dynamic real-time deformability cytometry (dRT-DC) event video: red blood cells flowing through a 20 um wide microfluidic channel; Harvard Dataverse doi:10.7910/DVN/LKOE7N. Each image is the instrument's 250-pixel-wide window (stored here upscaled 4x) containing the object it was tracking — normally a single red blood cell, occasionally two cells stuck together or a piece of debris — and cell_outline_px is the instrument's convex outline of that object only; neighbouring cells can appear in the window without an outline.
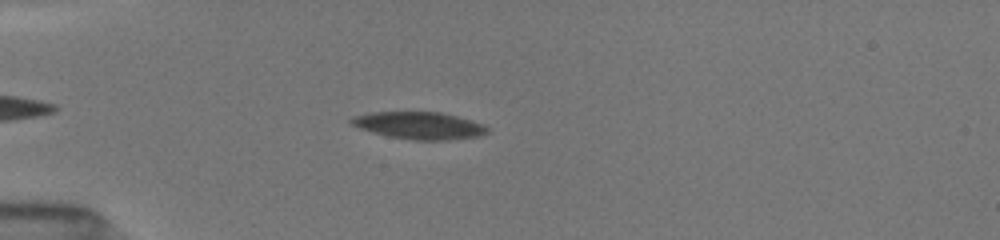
{"species": "common noctule bat (a hibernating species)", "species_latin": "Nyctalus noctula", "temperature_condition": "room temperature", "stored_images_in_passage": 45, "camera_frame_rate_fps": 3000, "um_per_image_px": 0.085, "animal": {"sex": "female", "body_mass_g": 19.5, "forearm_length_mm": 54.1}, "frame": {"image": 1, "passage_image": 7, "time_ms": 2.0, "image_size_px": [1000, 240], "cell_outline_px": [[488, 132], [480, 136], [444, 140], [416, 140], [388, 136], [372, 132], [360, 128], [352, 124], [348, 120], [356, 116], [372, 112], [440, 112], [456, 116], [484, 124], [488, 128]], "centroid_in_image_um": [35.65, 10.67], "position_along_channel_um": 49.3, "area_um2": 21.33}}
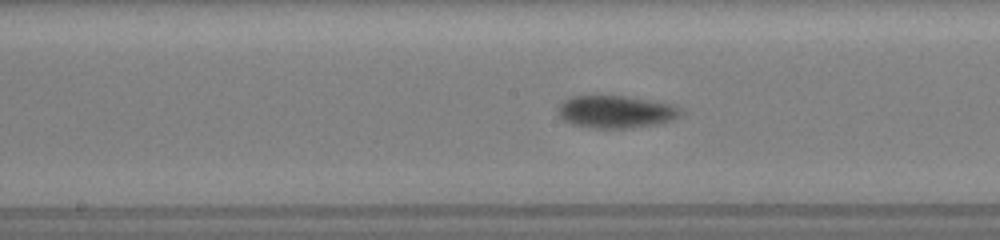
{"frame": {"image": 2, "passage_image": 20, "time_ms": 6.333, "image_size_px": [1000, 240], "cell_outline_px": [[680, 116], [672, 120], [656, 124], [632, 128], [592, 128], [572, 124], [564, 120], [560, 116], [556, 108], [564, 100], [572, 96], [624, 96], [672, 104], [680, 108]], "centroid_in_image_um": [52.32, 9.51], "position_along_channel_um": 195.9, "area_um2": 23.12}}
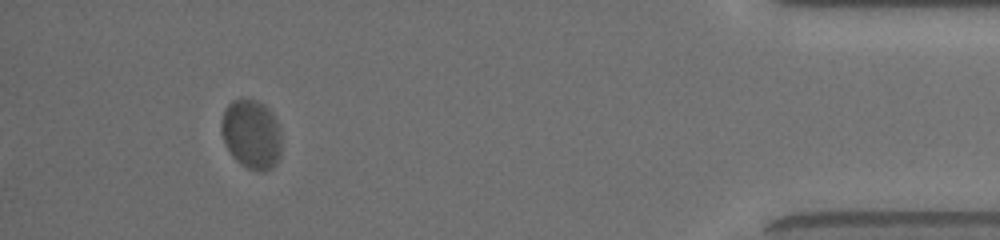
{"frame": {"image": 3, "passage_image": 41, "time_ms": 13.333, "image_size_px": [1000, 240], "cell_outline_px": [[280, 156], [276, 164], [272, 168], [264, 172], [260, 172], [248, 168], [240, 164], [232, 156], [220, 132], [220, 120], [224, 108], [232, 100], [240, 96], [260, 100], [276, 116], [280, 132]], "centroid_in_image_um": [21.36, 11.35], "position_along_channel_um": 413.8, "area_um2": 25.09}}